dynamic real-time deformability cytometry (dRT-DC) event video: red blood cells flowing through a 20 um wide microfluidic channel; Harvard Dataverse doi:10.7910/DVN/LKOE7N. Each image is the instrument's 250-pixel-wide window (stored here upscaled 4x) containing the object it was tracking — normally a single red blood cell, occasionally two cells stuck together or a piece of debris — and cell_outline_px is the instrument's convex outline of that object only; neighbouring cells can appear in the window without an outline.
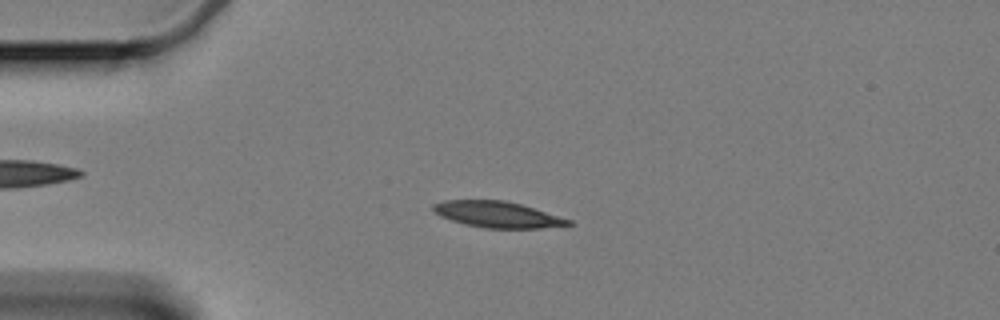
{"species": "Egyptian fruit bat (a non-hibernating species)", "species_latin": "Rousettus aegyptiacus", "temperature_condition": "cold", "stored_images_in_passage": 60, "camera_frame_rate_fps": 3000, "um_per_image_px": 0.085, "animal": {"sex": "female"}, "frame": {"image": 1, "passage_image": 15, "time_ms": 4.667, "image_size_px": [1000, 320], "cell_outline_px": [[576, 224], [540, 228], [484, 228], [464, 224], [440, 216], [432, 208], [432, 204], [444, 200], [504, 200], [520, 204], [572, 220]], "centroid_in_image_um": [42.28, 18.23], "position_along_channel_um": 42.7, "area_um2": 20.46}}
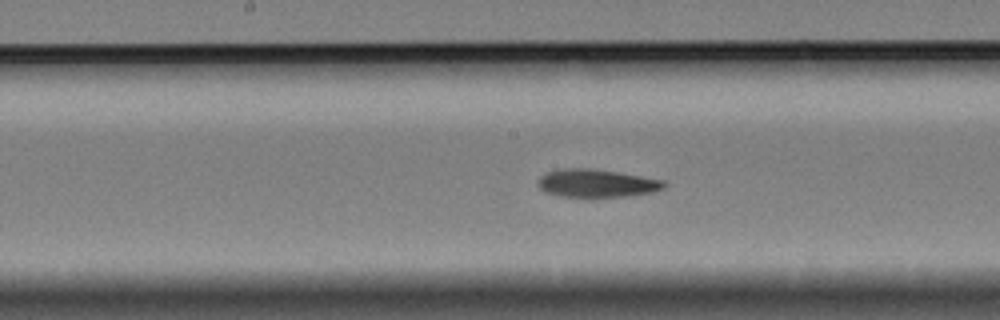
{"frame": {"image": 2, "passage_image": 31, "time_ms": 10.0, "image_size_px": [1000, 320], "cell_outline_px": [[668, 184], [664, 188], [652, 192], [628, 196], [592, 200], [560, 196], [544, 192], [536, 184], [540, 176], [548, 172], [564, 168], [592, 168], [664, 180]], "centroid_in_image_um": [50.69, 15.62], "position_along_channel_um": 197.5, "area_um2": 21.39}}
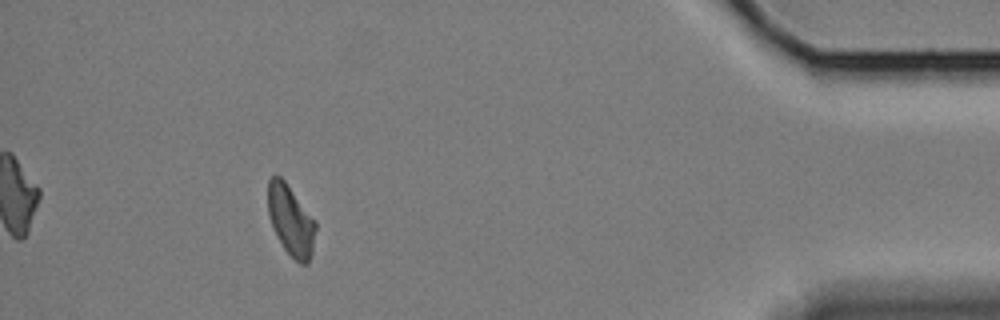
{"frame": {"image": 3, "passage_image": 55, "time_ms": 18.0, "image_size_px": [1000, 320], "cell_outline_px": [[316, 228], [312, 252], [308, 264], [300, 264], [284, 248], [272, 228], [268, 212], [268, 180], [276, 172], [284, 180], [316, 220]], "centroid_in_image_um": [24.72, 18.71], "position_along_channel_um": 410.5, "area_um2": 19.65}, "authors_computed_cell_mechanics": {"area_um2": 20.5479, "velocity_mm_per_s": 3.333, "shape_relaxation_time_tau1_ms": 4.9938, "shape_relaxation_time_tau2_ms": null, "deformation_change_tau1": 0.1377, "deformation_change_tau2": null}}